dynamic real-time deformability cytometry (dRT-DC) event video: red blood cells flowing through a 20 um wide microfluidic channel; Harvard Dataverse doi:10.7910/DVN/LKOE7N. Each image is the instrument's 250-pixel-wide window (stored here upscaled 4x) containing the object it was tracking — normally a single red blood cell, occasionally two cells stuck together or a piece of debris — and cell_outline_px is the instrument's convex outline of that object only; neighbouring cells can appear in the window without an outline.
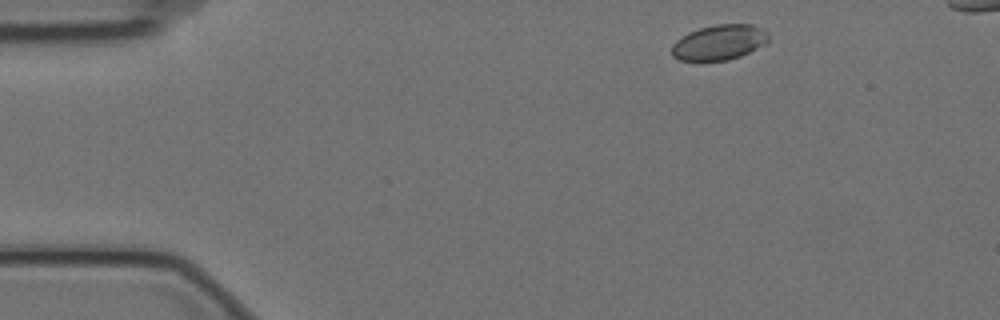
{"species": "Egyptian fruit bat (a non-hibernating species)", "species_latin": "Rousettus aegyptiacus", "temperature_condition": "cold", "stored_images_in_passage": 6, "camera_frame_rate_fps": 3000, "um_per_image_px": 0.085, "animal": {"sex": "female"}, "frame": {"image": 1, "passage_image": 1, "time_ms": 0.0, "image_size_px": [1000, 320], "cell_outline_px": [[768, 44], [740, 56], [728, 60], [680, 60], [672, 56], [672, 44], [676, 40], [688, 32], [700, 28], [716, 24], [752, 24], [764, 28], [768, 32]], "centroid_in_image_um": [61.18, 3.59], "position_along_channel_um": 23.8, "area_um2": 20.0}}
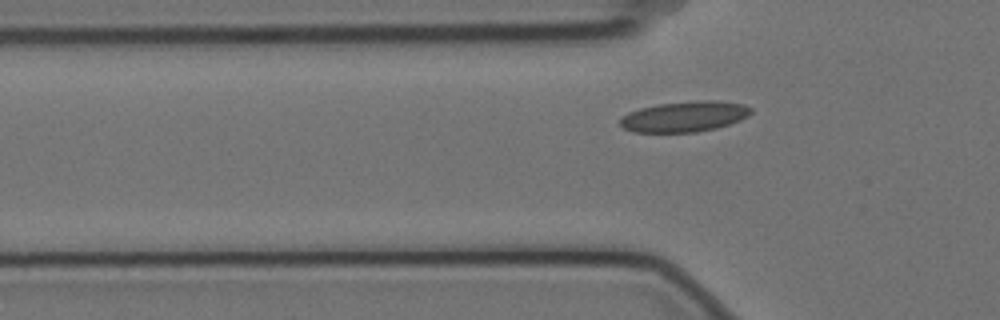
{"frame": {"image": 2, "passage_image": 6, "time_ms": 1.667, "image_size_px": [1000, 320], "cell_outline_px": [[752, 112], [748, 116], [740, 120], [716, 128], [696, 132], [632, 132], [624, 128], [620, 124], [620, 116], [628, 112], [640, 108], [660, 104], [700, 100], [716, 100], [744, 104], [752, 108]], "centroid_in_image_um": [58.18, 9.9], "position_along_channel_um": 67.6, "area_um2": 23.35}}